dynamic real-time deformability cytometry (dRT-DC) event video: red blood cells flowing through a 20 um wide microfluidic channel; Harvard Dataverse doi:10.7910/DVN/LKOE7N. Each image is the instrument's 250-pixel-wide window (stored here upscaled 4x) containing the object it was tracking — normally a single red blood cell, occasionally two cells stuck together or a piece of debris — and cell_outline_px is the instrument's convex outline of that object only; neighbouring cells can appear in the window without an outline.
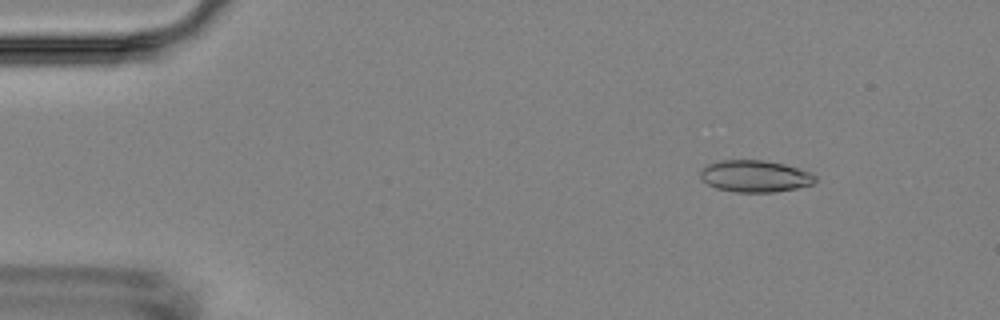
{"species": "Egyptian fruit bat (a non-hibernating species)", "species_latin": "Rousettus aegyptiacus", "temperature_condition": "room temperature", "stored_images_in_passage": 5, "camera_frame_rate_fps": 3000, "um_per_image_px": 0.085, "animal": {"sex": "female"}, "frame": {"image": 1, "passage_image": 2, "time_ms": 1.0, "image_size_px": [1000, 320], "cell_outline_px": [[816, 180], [812, 184], [796, 188], [772, 192], [736, 192], [716, 188], [708, 184], [700, 176], [700, 172], [708, 164], [720, 160], [764, 160], [784, 164], [808, 172], [816, 176]], "centroid_in_image_um": [64.16, 14.97], "position_along_channel_um": 20.8, "area_um2": 21.04}}
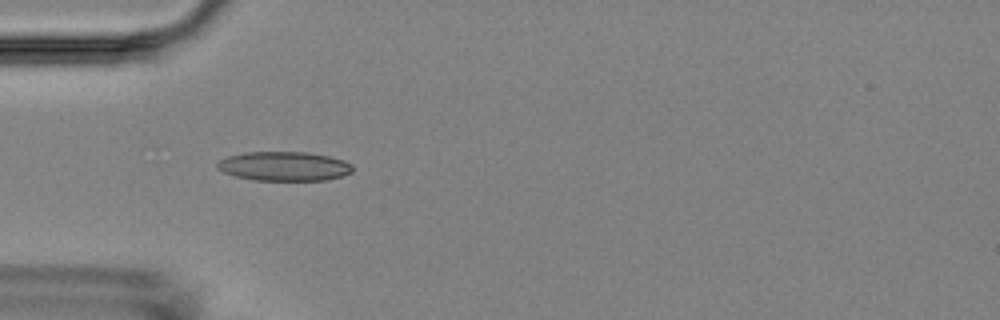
{"frame": {"image": 2, "passage_image": 4, "time_ms": 4.333, "image_size_px": [1000, 320], "cell_outline_px": [[352, 172], [340, 176], [324, 180], [256, 180], [236, 176], [224, 172], [216, 168], [216, 164], [220, 160], [228, 156], [248, 152], [304, 152], [328, 156], [344, 160], [352, 164]], "centroid_in_image_um": [24.14, 14.13], "position_along_channel_um": 60.9, "area_um2": 22.83}}